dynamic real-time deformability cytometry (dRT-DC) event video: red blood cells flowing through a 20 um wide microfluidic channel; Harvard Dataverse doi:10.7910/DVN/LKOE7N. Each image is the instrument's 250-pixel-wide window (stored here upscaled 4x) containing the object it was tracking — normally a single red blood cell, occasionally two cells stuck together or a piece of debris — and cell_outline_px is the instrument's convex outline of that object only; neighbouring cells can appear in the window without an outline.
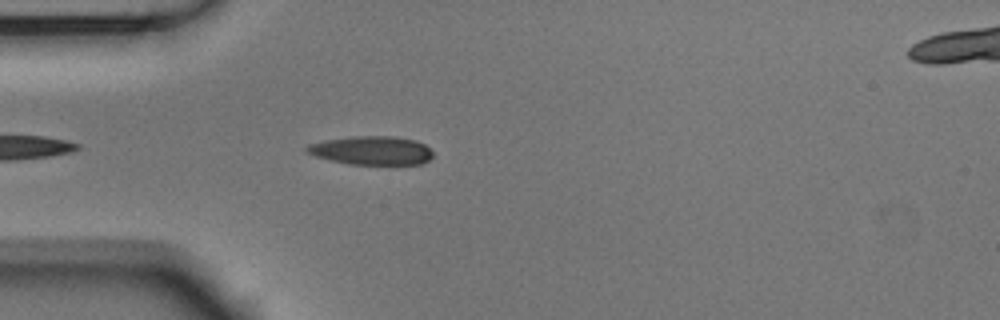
{"species": "Egyptian fruit bat (a non-hibernating species)", "species_latin": "Rousettus aegyptiacus", "temperature_condition": "room temperature", "stored_images_in_passage": 27, "camera_frame_rate_fps": 3000, "um_per_image_px": 0.085, "animal": {"sex": "male"}, "frame": {"image": 1, "passage_image": 4, "time_ms": 1.0, "image_size_px": [1000, 320], "cell_outline_px": [[432, 156], [428, 160], [420, 164], [348, 164], [328, 160], [304, 152], [304, 148], [308, 144], [324, 140], [356, 136], [392, 136], [416, 140], [424, 144], [432, 152]], "centroid_in_image_um": [31.53, 12.79], "position_along_channel_um": 53.5, "area_um2": 21.1}}
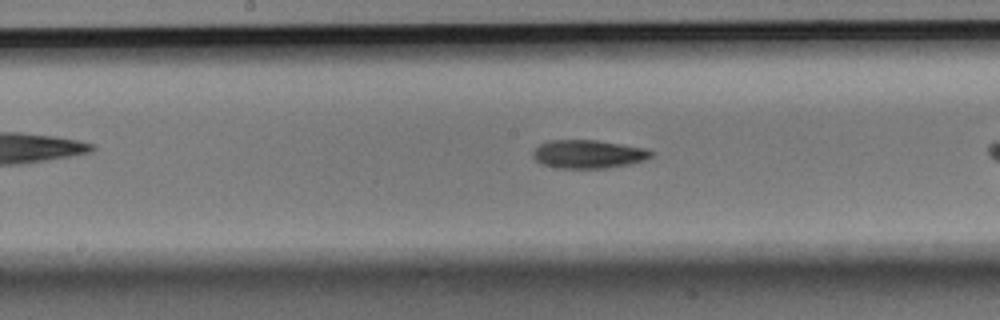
{"frame": {"image": 2, "passage_image": 13, "time_ms": 4.0, "image_size_px": [1000, 320], "cell_outline_px": [[652, 156], [644, 160], [632, 164], [608, 168], [556, 168], [540, 164], [532, 156], [532, 152], [540, 144], [548, 140], [596, 140], [644, 148], [652, 152]], "centroid_in_image_um": [49.97, 13.11], "position_along_channel_um": 198.2, "area_um2": 19.59}}
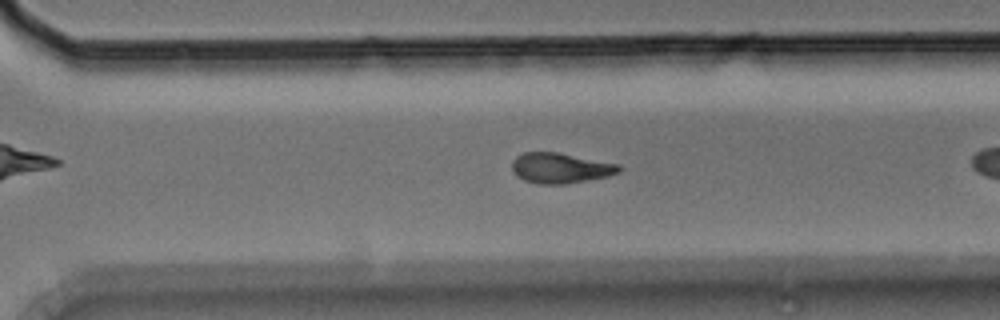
{"frame": {"image": 3, "passage_image": 23, "time_ms": 7.333, "image_size_px": [1000, 320], "cell_outline_px": [[624, 168], [620, 172], [608, 176], [588, 180], [564, 184], [536, 184], [524, 180], [516, 176], [512, 172], [512, 160], [516, 156], [524, 152], [556, 152], [620, 164]], "centroid_in_image_um": [47.63, 14.29], "position_along_channel_um": 323.0, "area_um2": 19.13}}